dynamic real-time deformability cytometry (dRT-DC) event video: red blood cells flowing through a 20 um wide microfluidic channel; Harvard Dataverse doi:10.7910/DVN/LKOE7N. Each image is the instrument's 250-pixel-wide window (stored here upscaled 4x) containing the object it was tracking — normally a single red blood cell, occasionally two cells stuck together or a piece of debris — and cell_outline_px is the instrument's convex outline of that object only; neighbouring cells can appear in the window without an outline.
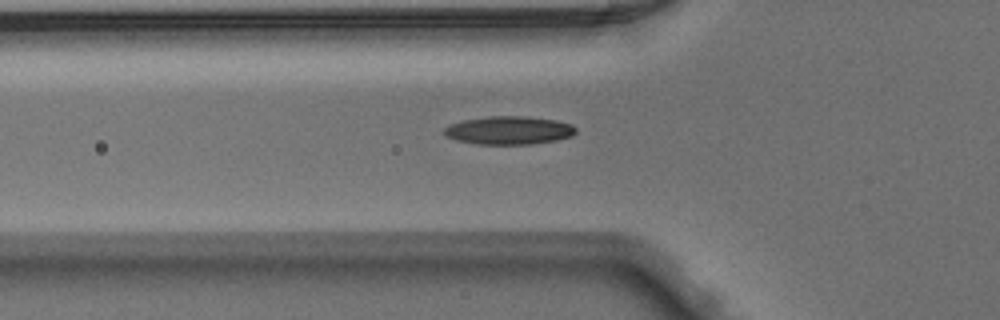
{"species": "Egyptian fruit bat (a non-hibernating species)", "species_latin": "Rousettus aegyptiacus", "temperature_condition": "warm", "stored_images_in_passage": 34, "camera_frame_rate_fps": 3000, "um_per_image_px": 0.085, "animal": {"sex": "male"}, "frame": {"image": 1, "passage_image": 2, "time_ms": 0.333, "image_size_px": [1000, 320], "cell_outline_px": [[576, 132], [572, 136], [556, 140], [532, 144], [476, 144], [456, 140], [444, 136], [444, 128], [448, 124], [464, 120], [488, 116], [524, 116], [556, 120], [572, 124], [576, 128]], "centroid_in_image_um": [43.24, 11.08], "position_along_channel_um": 82.6, "area_um2": 21.79}}
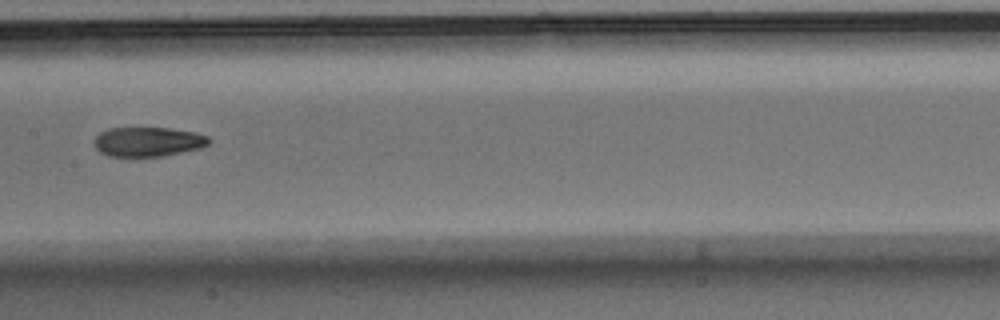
{"frame": {"image": 2, "passage_image": 10, "time_ms": 3.0, "image_size_px": [1000, 320], "cell_outline_px": [[212, 140], [208, 144], [200, 148], [160, 156], [108, 156], [100, 152], [92, 144], [96, 136], [100, 132], [108, 128], [168, 128], [192, 132], [208, 136]], "centroid_in_image_um": [12.54, 12.04], "position_along_channel_um": 194.9, "area_um2": 19.59}}
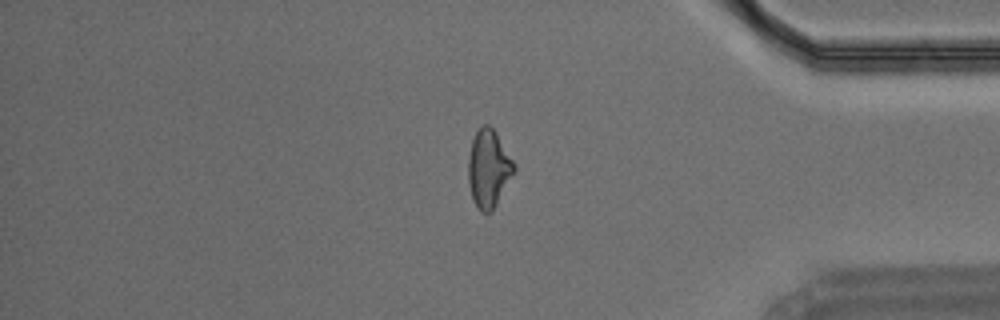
{"frame": {"image": 3, "passage_image": 26, "time_ms": 8.333, "image_size_px": [1000, 320], "cell_outline_px": [[516, 172], [492, 212], [480, 212], [472, 200], [468, 180], [468, 156], [472, 140], [476, 132], [484, 124], [488, 124], [496, 132], [516, 164]], "centroid_in_image_um": [41.55, 14.35], "position_along_channel_um": 393.7, "area_um2": 21.1}}